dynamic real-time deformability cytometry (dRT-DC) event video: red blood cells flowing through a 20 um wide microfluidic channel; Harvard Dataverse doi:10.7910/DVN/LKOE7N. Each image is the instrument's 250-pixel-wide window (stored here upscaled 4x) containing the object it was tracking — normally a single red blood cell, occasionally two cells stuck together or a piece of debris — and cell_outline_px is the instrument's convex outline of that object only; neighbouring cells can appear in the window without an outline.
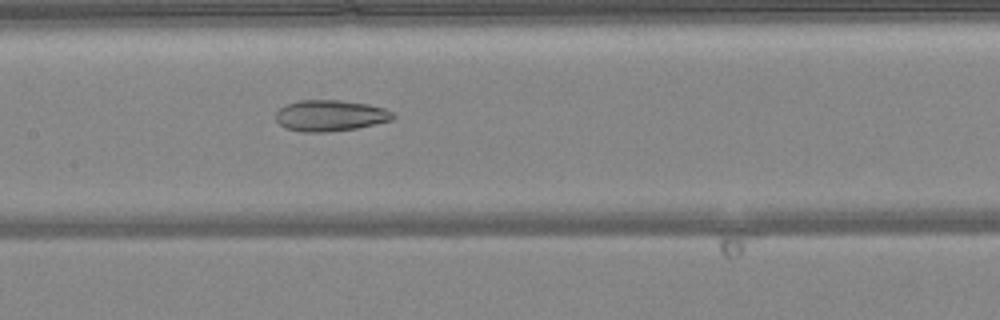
{"species": "common noctule bat (a hibernating species)", "species_latin": "Nyctalus noctula", "temperature_condition": "warm", "stored_images_in_passage": 49, "camera_frame_rate_fps": 3000, "um_per_image_px": 0.085, "animal": {"sex": "female", "body_mass_g": 24.6, "forearm_length_mm": 56.2}, "frame": {"image": 1, "passage_image": 24, "time_ms": 7.667, "image_size_px": [1000, 320], "cell_outline_px": [[396, 116], [392, 120], [356, 128], [324, 132], [304, 132], [284, 128], [276, 120], [276, 112], [280, 108], [288, 104], [300, 100], [336, 100], [368, 104], [384, 108], [392, 112]], "centroid_in_image_um": [28.06, 9.83], "position_along_channel_um": 179.3, "area_um2": 21.1}}
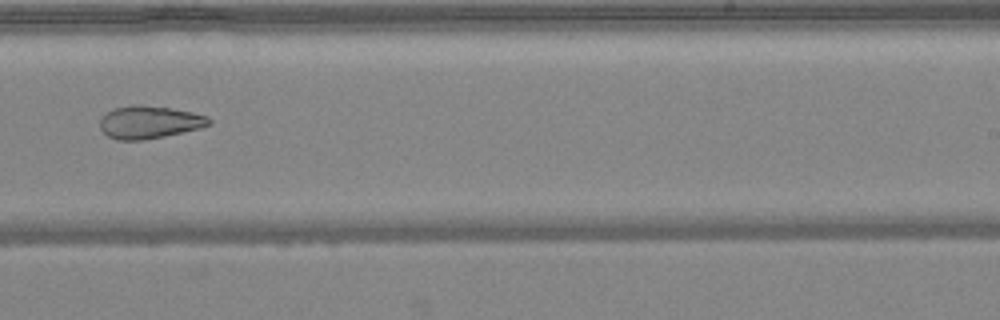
{"frame": {"image": 2, "passage_image": 31, "time_ms": 10.0, "image_size_px": [1000, 320], "cell_outline_px": [[212, 124], [200, 128], [164, 136], [144, 140], [116, 140], [108, 136], [100, 128], [100, 120], [112, 108], [136, 104], [140, 104], [168, 108], [192, 112], [208, 116], [212, 120]], "centroid_in_image_um": [12.7, 10.38], "position_along_channel_um": 276.3, "area_um2": 20.75}}
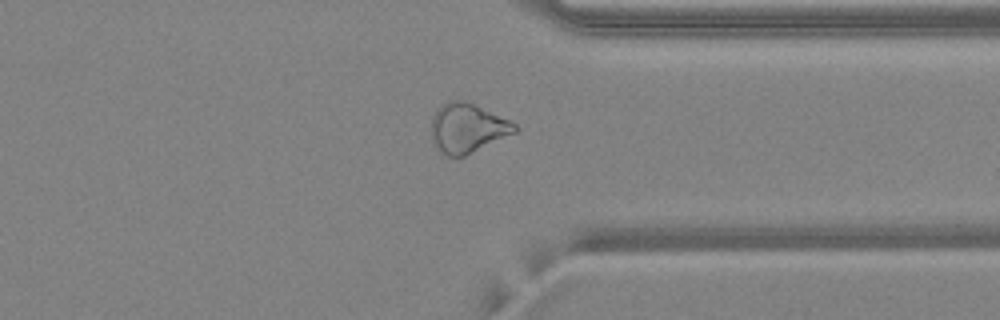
{"frame": {"image": 3, "passage_image": 38, "time_ms": 12.333, "image_size_px": [1000, 320], "cell_outline_px": [[520, 128], [516, 132], [464, 156], [448, 156], [440, 152], [432, 140], [432, 116], [436, 108], [440, 104], [448, 100], [464, 100], [508, 120], [516, 124]], "centroid_in_image_um": [39.7, 10.87], "position_along_channel_um": 371.7, "area_um2": 23.81}, "authors_computed_cell_mechanics": {"area_um2": 26.8192, "velocity_mm_per_s": 4.1926, "shape_relaxation_time_tau1_ms": null, "shape_relaxation_time_tau2_ms": 5.5544, "deformation_change_tau1": null, "deformation_change_tau2": 0.1433}}